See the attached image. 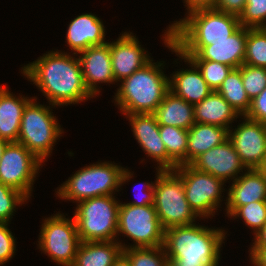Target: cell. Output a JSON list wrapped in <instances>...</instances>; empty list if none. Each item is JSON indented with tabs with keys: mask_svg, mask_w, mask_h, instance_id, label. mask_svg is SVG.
<instances>
[{
	"mask_svg": "<svg viewBox=\"0 0 266 266\" xmlns=\"http://www.w3.org/2000/svg\"><path fill=\"white\" fill-rule=\"evenodd\" d=\"M22 70L54 107L93 97L84 84L79 58L68 53L48 52Z\"/></svg>",
	"mask_w": 266,
	"mask_h": 266,
	"instance_id": "cell-1",
	"label": "cell"
},
{
	"mask_svg": "<svg viewBox=\"0 0 266 266\" xmlns=\"http://www.w3.org/2000/svg\"><path fill=\"white\" fill-rule=\"evenodd\" d=\"M225 234L196 223L168 228L164 249L169 266H218Z\"/></svg>",
	"mask_w": 266,
	"mask_h": 266,
	"instance_id": "cell-2",
	"label": "cell"
},
{
	"mask_svg": "<svg viewBox=\"0 0 266 266\" xmlns=\"http://www.w3.org/2000/svg\"><path fill=\"white\" fill-rule=\"evenodd\" d=\"M240 27L238 16L208 8L188 13L168 29L170 41L181 54H197L209 41L226 40Z\"/></svg>",
	"mask_w": 266,
	"mask_h": 266,
	"instance_id": "cell-3",
	"label": "cell"
},
{
	"mask_svg": "<svg viewBox=\"0 0 266 266\" xmlns=\"http://www.w3.org/2000/svg\"><path fill=\"white\" fill-rule=\"evenodd\" d=\"M152 61L120 81L114 100L122 114H153L170 90L163 63Z\"/></svg>",
	"mask_w": 266,
	"mask_h": 266,
	"instance_id": "cell-4",
	"label": "cell"
},
{
	"mask_svg": "<svg viewBox=\"0 0 266 266\" xmlns=\"http://www.w3.org/2000/svg\"><path fill=\"white\" fill-rule=\"evenodd\" d=\"M132 176L128 169L115 163L99 162L76 171L59 187L56 194L59 198L75 200L76 203L88 198L113 195Z\"/></svg>",
	"mask_w": 266,
	"mask_h": 266,
	"instance_id": "cell-5",
	"label": "cell"
},
{
	"mask_svg": "<svg viewBox=\"0 0 266 266\" xmlns=\"http://www.w3.org/2000/svg\"><path fill=\"white\" fill-rule=\"evenodd\" d=\"M77 204L73 217L81 242L116 240L120 203L115 196L88 198Z\"/></svg>",
	"mask_w": 266,
	"mask_h": 266,
	"instance_id": "cell-6",
	"label": "cell"
},
{
	"mask_svg": "<svg viewBox=\"0 0 266 266\" xmlns=\"http://www.w3.org/2000/svg\"><path fill=\"white\" fill-rule=\"evenodd\" d=\"M50 106L38 104L32 98L25 106L17 142L23 144L41 162L51 154L53 144L63 133Z\"/></svg>",
	"mask_w": 266,
	"mask_h": 266,
	"instance_id": "cell-7",
	"label": "cell"
},
{
	"mask_svg": "<svg viewBox=\"0 0 266 266\" xmlns=\"http://www.w3.org/2000/svg\"><path fill=\"white\" fill-rule=\"evenodd\" d=\"M157 169L154 207L163 229L194 224L198 216L187 202L182 178L174 170Z\"/></svg>",
	"mask_w": 266,
	"mask_h": 266,
	"instance_id": "cell-8",
	"label": "cell"
},
{
	"mask_svg": "<svg viewBox=\"0 0 266 266\" xmlns=\"http://www.w3.org/2000/svg\"><path fill=\"white\" fill-rule=\"evenodd\" d=\"M119 233L131 238L135 244L130 247H158L164 246L165 230L157 216L154 204L134 206L120 203L118 213Z\"/></svg>",
	"mask_w": 266,
	"mask_h": 266,
	"instance_id": "cell-9",
	"label": "cell"
},
{
	"mask_svg": "<svg viewBox=\"0 0 266 266\" xmlns=\"http://www.w3.org/2000/svg\"><path fill=\"white\" fill-rule=\"evenodd\" d=\"M39 248L62 266H73L81 240L75 219L61 213L45 218L39 236Z\"/></svg>",
	"mask_w": 266,
	"mask_h": 266,
	"instance_id": "cell-10",
	"label": "cell"
},
{
	"mask_svg": "<svg viewBox=\"0 0 266 266\" xmlns=\"http://www.w3.org/2000/svg\"><path fill=\"white\" fill-rule=\"evenodd\" d=\"M174 171L182 178L190 208L200 217H210L220 205L224 182L199 171L190 164L179 165Z\"/></svg>",
	"mask_w": 266,
	"mask_h": 266,
	"instance_id": "cell-11",
	"label": "cell"
},
{
	"mask_svg": "<svg viewBox=\"0 0 266 266\" xmlns=\"http://www.w3.org/2000/svg\"><path fill=\"white\" fill-rule=\"evenodd\" d=\"M42 162L23 144L10 142L0 160V183L19 190L28 199Z\"/></svg>",
	"mask_w": 266,
	"mask_h": 266,
	"instance_id": "cell-12",
	"label": "cell"
},
{
	"mask_svg": "<svg viewBox=\"0 0 266 266\" xmlns=\"http://www.w3.org/2000/svg\"><path fill=\"white\" fill-rule=\"evenodd\" d=\"M244 120L233 132L228 130V139L246 169H261L266 162V124Z\"/></svg>",
	"mask_w": 266,
	"mask_h": 266,
	"instance_id": "cell-13",
	"label": "cell"
},
{
	"mask_svg": "<svg viewBox=\"0 0 266 266\" xmlns=\"http://www.w3.org/2000/svg\"><path fill=\"white\" fill-rule=\"evenodd\" d=\"M190 165L199 171L213 175L223 182L228 179L234 181L238 178V173L243 172V169L247 170L229 139L202 153Z\"/></svg>",
	"mask_w": 266,
	"mask_h": 266,
	"instance_id": "cell-14",
	"label": "cell"
},
{
	"mask_svg": "<svg viewBox=\"0 0 266 266\" xmlns=\"http://www.w3.org/2000/svg\"><path fill=\"white\" fill-rule=\"evenodd\" d=\"M163 40L168 48L175 52L176 55H180L179 58L184 62L189 63L192 69H182L181 71L173 72L171 79H169L170 91L175 95L183 98L189 104L195 105L205 99L213 90L208 86L200 70L197 66L191 62L186 56L182 55L170 41V30L167 29Z\"/></svg>",
	"mask_w": 266,
	"mask_h": 266,
	"instance_id": "cell-15",
	"label": "cell"
},
{
	"mask_svg": "<svg viewBox=\"0 0 266 266\" xmlns=\"http://www.w3.org/2000/svg\"><path fill=\"white\" fill-rule=\"evenodd\" d=\"M109 45L115 82L131 76L152 60L132 33L124 32L116 42H109Z\"/></svg>",
	"mask_w": 266,
	"mask_h": 266,
	"instance_id": "cell-16",
	"label": "cell"
},
{
	"mask_svg": "<svg viewBox=\"0 0 266 266\" xmlns=\"http://www.w3.org/2000/svg\"><path fill=\"white\" fill-rule=\"evenodd\" d=\"M247 27L241 26L226 40L209 41L197 54H182L189 60H210L239 68L245 59Z\"/></svg>",
	"mask_w": 266,
	"mask_h": 266,
	"instance_id": "cell-17",
	"label": "cell"
},
{
	"mask_svg": "<svg viewBox=\"0 0 266 266\" xmlns=\"http://www.w3.org/2000/svg\"><path fill=\"white\" fill-rule=\"evenodd\" d=\"M79 61L86 88L95 97L99 93L98 83H112L115 81L109 42L91 46L80 52ZM98 82V83H97Z\"/></svg>",
	"mask_w": 266,
	"mask_h": 266,
	"instance_id": "cell-18",
	"label": "cell"
},
{
	"mask_svg": "<svg viewBox=\"0 0 266 266\" xmlns=\"http://www.w3.org/2000/svg\"><path fill=\"white\" fill-rule=\"evenodd\" d=\"M135 139L148 156L159 162V168L168 170V154L160 137L159 124L154 114H129Z\"/></svg>",
	"mask_w": 266,
	"mask_h": 266,
	"instance_id": "cell-19",
	"label": "cell"
},
{
	"mask_svg": "<svg viewBox=\"0 0 266 266\" xmlns=\"http://www.w3.org/2000/svg\"><path fill=\"white\" fill-rule=\"evenodd\" d=\"M226 198V211L230 215L240 206L256 201H266V176L261 169H247L235 179Z\"/></svg>",
	"mask_w": 266,
	"mask_h": 266,
	"instance_id": "cell-20",
	"label": "cell"
},
{
	"mask_svg": "<svg viewBox=\"0 0 266 266\" xmlns=\"http://www.w3.org/2000/svg\"><path fill=\"white\" fill-rule=\"evenodd\" d=\"M66 42L70 49L76 53L91 46L106 43L103 22L94 14L85 13L77 16L68 26ZM76 52V53H75Z\"/></svg>",
	"mask_w": 266,
	"mask_h": 266,
	"instance_id": "cell-21",
	"label": "cell"
},
{
	"mask_svg": "<svg viewBox=\"0 0 266 266\" xmlns=\"http://www.w3.org/2000/svg\"><path fill=\"white\" fill-rule=\"evenodd\" d=\"M19 97L11 94L5 85L0 87V138L9 143L17 142L23 110L31 100Z\"/></svg>",
	"mask_w": 266,
	"mask_h": 266,
	"instance_id": "cell-22",
	"label": "cell"
},
{
	"mask_svg": "<svg viewBox=\"0 0 266 266\" xmlns=\"http://www.w3.org/2000/svg\"><path fill=\"white\" fill-rule=\"evenodd\" d=\"M193 112L195 123L216 125L228 130L229 124L239 116L217 91H212L200 103L195 104Z\"/></svg>",
	"mask_w": 266,
	"mask_h": 266,
	"instance_id": "cell-23",
	"label": "cell"
},
{
	"mask_svg": "<svg viewBox=\"0 0 266 266\" xmlns=\"http://www.w3.org/2000/svg\"><path fill=\"white\" fill-rule=\"evenodd\" d=\"M193 111L194 105L169 90L153 114L159 125L189 130L195 124Z\"/></svg>",
	"mask_w": 266,
	"mask_h": 266,
	"instance_id": "cell-24",
	"label": "cell"
},
{
	"mask_svg": "<svg viewBox=\"0 0 266 266\" xmlns=\"http://www.w3.org/2000/svg\"><path fill=\"white\" fill-rule=\"evenodd\" d=\"M228 139V129L216 125L195 123L188 130L186 164L202 153L222 144Z\"/></svg>",
	"mask_w": 266,
	"mask_h": 266,
	"instance_id": "cell-25",
	"label": "cell"
},
{
	"mask_svg": "<svg viewBox=\"0 0 266 266\" xmlns=\"http://www.w3.org/2000/svg\"><path fill=\"white\" fill-rule=\"evenodd\" d=\"M123 246L117 240L81 242L73 266H112Z\"/></svg>",
	"mask_w": 266,
	"mask_h": 266,
	"instance_id": "cell-26",
	"label": "cell"
},
{
	"mask_svg": "<svg viewBox=\"0 0 266 266\" xmlns=\"http://www.w3.org/2000/svg\"><path fill=\"white\" fill-rule=\"evenodd\" d=\"M160 137L168 154V170L186 165L188 130L175 126L159 125Z\"/></svg>",
	"mask_w": 266,
	"mask_h": 266,
	"instance_id": "cell-27",
	"label": "cell"
},
{
	"mask_svg": "<svg viewBox=\"0 0 266 266\" xmlns=\"http://www.w3.org/2000/svg\"><path fill=\"white\" fill-rule=\"evenodd\" d=\"M217 92L231 105L239 116H245L250 108L248 97L242 82L240 68H233L224 79Z\"/></svg>",
	"mask_w": 266,
	"mask_h": 266,
	"instance_id": "cell-28",
	"label": "cell"
},
{
	"mask_svg": "<svg viewBox=\"0 0 266 266\" xmlns=\"http://www.w3.org/2000/svg\"><path fill=\"white\" fill-rule=\"evenodd\" d=\"M243 64L266 68V28H248Z\"/></svg>",
	"mask_w": 266,
	"mask_h": 266,
	"instance_id": "cell-29",
	"label": "cell"
},
{
	"mask_svg": "<svg viewBox=\"0 0 266 266\" xmlns=\"http://www.w3.org/2000/svg\"><path fill=\"white\" fill-rule=\"evenodd\" d=\"M132 266H169L164 246L123 249Z\"/></svg>",
	"mask_w": 266,
	"mask_h": 266,
	"instance_id": "cell-30",
	"label": "cell"
},
{
	"mask_svg": "<svg viewBox=\"0 0 266 266\" xmlns=\"http://www.w3.org/2000/svg\"><path fill=\"white\" fill-rule=\"evenodd\" d=\"M190 61L197 66L202 74V77L213 91L218 90V88L222 85L224 79L233 69V67L210 60Z\"/></svg>",
	"mask_w": 266,
	"mask_h": 266,
	"instance_id": "cell-31",
	"label": "cell"
},
{
	"mask_svg": "<svg viewBox=\"0 0 266 266\" xmlns=\"http://www.w3.org/2000/svg\"><path fill=\"white\" fill-rule=\"evenodd\" d=\"M234 219L242 217L245 225L256 234L266 223V201H256L238 207L231 215Z\"/></svg>",
	"mask_w": 266,
	"mask_h": 266,
	"instance_id": "cell-32",
	"label": "cell"
},
{
	"mask_svg": "<svg viewBox=\"0 0 266 266\" xmlns=\"http://www.w3.org/2000/svg\"><path fill=\"white\" fill-rule=\"evenodd\" d=\"M243 87L252 100L266 87V68L242 64L240 67Z\"/></svg>",
	"mask_w": 266,
	"mask_h": 266,
	"instance_id": "cell-33",
	"label": "cell"
},
{
	"mask_svg": "<svg viewBox=\"0 0 266 266\" xmlns=\"http://www.w3.org/2000/svg\"><path fill=\"white\" fill-rule=\"evenodd\" d=\"M28 198L19 190L0 183V223H9L17 205Z\"/></svg>",
	"mask_w": 266,
	"mask_h": 266,
	"instance_id": "cell-34",
	"label": "cell"
},
{
	"mask_svg": "<svg viewBox=\"0 0 266 266\" xmlns=\"http://www.w3.org/2000/svg\"><path fill=\"white\" fill-rule=\"evenodd\" d=\"M239 21L244 27L266 28V0H246Z\"/></svg>",
	"mask_w": 266,
	"mask_h": 266,
	"instance_id": "cell-35",
	"label": "cell"
},
{
	"mask_svg": "<svg viewBox=\"0 0 266 266\" xmlns=\"http://www.w3.org/2000/svg\"><path fill=\"white\" fill-rule=\"evenodd\" d=\"M8 224L0 223V265L7 263L16 250V239L8 228Z\"/></svg>",
	"mask_w": 266,
	"mask_h": 266,
	"instance_id": "cell-36",
	"label": "cell"
},
{
	"mask_svg": "<svg viewBox=\"0 0 266 266\" xmlns=\"http://www.w3.org/2000/svg\"><path fill=\"white\" fill-rule=\"evenodd\" d=\"M245 117L266 124V87L251 100L250 108Z\"/></svg>",
	"mask_w": 266,
	"mask_h": 266,
	"instance_id": "cell-37",
	"label": "cell"
},
{
	"mask_svg": "<svg viewBox=\"0 0 266 266\" xmlns=\"http://www.w3.org/2000/svg\"><path fill=\"white\" fill-rule=\"evenodd\" d=\"M245 4L246 0H217L215 9L239 17L244 10Z\"/></svg>",
	"mask_w": 266,
	"mask_h": 266,
	"instance_id": "cell-38",
	"label": "cell"
},
{
	"mask_svg": "<svg viewBox=\"0 0 266 266\" xmlns=\"http://www.w3.org/2000/svg\"><path fill=\"white\" fill-rule=\"evenodd\" d=\"M142 185H144L146 187L145 191H147V193L144 191V193H142L143 197L139 200L133 201L131 203H126V204H131L134 206H145V205H152L154 204V196H155V188H154V183L151 182V184L147 183H143ZM144 190V189H143Z\"/></svg>",
	"mask_w": 266,
	"mask_h": 266,
	"instance_id": "cell-39",
	"label": "cell"
},
{
	"mask_svg": "<svg viewBox=\"0 0 266 266\" xmlns=\"http://www.w3.org/2000/svg\"><path fill=\"white\" fill-rule=\"evenodd\" d=\"M187 6L188 13L199 10L215 8L217 0H184Z\"/></svg>",
	"mask_w": 266,
	"mask_h": 266,
	"instance_id": "cell-40",
	"label": "cell"
},
{
	"mask_svg": "<svg viewBox=\"0 0 266 266\" xmlns=\"http://www.w3.org/2000/svg\"><path fill=\"white\" fill-rule=\"evenodd\" d=\"M250 250V259L257 266H266V246H252Z\"/></svg>",
	"mask_w": 266,
	"mask_h": 266,
	"instance_id": "cell-41",
	"label": "cell"
},
{
	"mask_svg": "<svg viewBox=\"0 0 266 266\" xmlns=\"http://www.w3.org/2000/svg\"><path fill=\"white\" fill-rule=\"evenodd\" d=\"M255 241L252 246H266V223L264 226L255 234Z\"/></svg>",
	"mask_w": 266,
	"mask_h": 266,
	"instance_id": "cell-42",
	"label": "cell"
},
{
	"mask_svg": "<svg viewBox=\"0 0 266 266\" xmlns=\"http://www.w3.org/2000/svg\"><path fill=\"white\" fill-rule=\"evenodd\" d=\"M112 266H132L128 257L122 252Z\"/></svg>",
	"mask_w": 266,
	"mask_h": 266,
	"instance_id": "cell-43",
	"label": "cell"
},
{
	"mask_svg": "<svg viewBox=\"0 0 266 266\" xmlns=\"http://www.w3.org/2000/svg\"><path fill=\"white\" fill-rule=\"evenodd\" d=\"M8 143V141L0 138V160Z\"/></svg>",
	"mask_w": 266,
	"mask_h": 266,
	"instance_id": "cell-44",
	"label": "cell"
},
{
	"mask_svg": "<svg viewBox=\"0 0 266 266\" xmlns=\"http://www.w3.org/2000/svg\"><path fill=\"white\" fill-rule=\"evenodd\" d=\"M261 170L264 172L265 176H266V162L264 163L263 167L261 168Z\"/></svg>",
	"mask_w": 266,
	"mask_h": 266,
	"instance_id": "cell-45",
	"label": "cell"
}]
</instances>
